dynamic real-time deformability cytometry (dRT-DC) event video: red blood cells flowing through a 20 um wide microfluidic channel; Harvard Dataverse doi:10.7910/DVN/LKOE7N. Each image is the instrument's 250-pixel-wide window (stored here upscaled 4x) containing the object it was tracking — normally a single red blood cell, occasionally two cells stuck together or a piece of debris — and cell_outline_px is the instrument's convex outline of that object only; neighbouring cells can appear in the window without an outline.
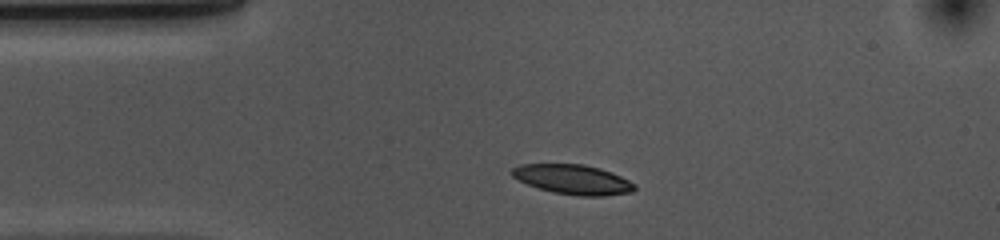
{"species": "common noctule bat (a hibernating species)", "species_latin": "Nyctalus noctula", "temperature_condition": "cold", "stored_images_in_passage": 33, "camera_frame_rate_fps": 3000, "um_per_image_px": 0.085, "animal": {"sex": "female", "body_mass_g": 10.0, "forearm_length_mm": 53.1}, "frame": {"image": 1, "passage_image": 1, "time_ms": 0.0, "image_size_px": [1000, 240], "cell_outline_px": [[636, 188], [632, 192], [604, 196], [580, 196], [552, 192], [528, 184], [512, 176], [512, 168], [520, 164], [584, 164], [600, 168], [612, 172], [636, 184]], "centroid_in_image_um": [48.73, 15.25], "position_along_channel_um": 36.3, "area_um2": 21.15}}
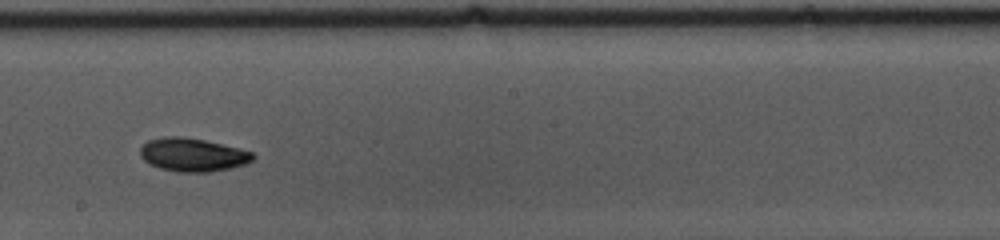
{"frame": {"image": 2, "passage_image": 19, "time_ms": 6.0, "image_size_px": [1000, 240], "cell_outline_px": [[256, 156], [252, 160], [244, 164], [228, 168], [208, 172], [180, 172], [160, 168], [148, 164], [140, 156], [140, 148], [148, 140], [164, 136], [184, 136], [204, 140], [240, 148], [252, 152]], "centroid_in_image_um": [16.35, 13.14], "position_along_channel_um": 231.8, "area_um2": 21.91}}
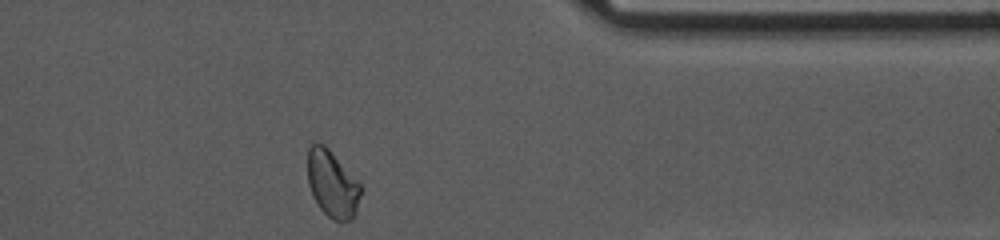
{"frame": {"image": 3, "passage_image": 33, "time_ms": 10.667, "image_size_px": [1000, 240], "cell_outline_px": [[360, 196], [356, 212], [352, 220], [340, 224], [332, 220], [320, 208], [308, 184], [308, 148], [316, 140], [324, 144], [328, 148], [360, 184]], "centroid_in_image_um": [28.24, 15.66], "position_along_channel_um": 383.2, "area_um2": 20.63}, "authors_computed_cell_mechanics": {"area_um2": 21.2126, "velocity_mm_per_s": 3.6468, "shape_relaxation_time_tau1_ms": 3.4636, "shape_relaxation_time_tau2_ms": null, "deformation_change_tau1": 0.0989, "deformation_change_tau2": null}}